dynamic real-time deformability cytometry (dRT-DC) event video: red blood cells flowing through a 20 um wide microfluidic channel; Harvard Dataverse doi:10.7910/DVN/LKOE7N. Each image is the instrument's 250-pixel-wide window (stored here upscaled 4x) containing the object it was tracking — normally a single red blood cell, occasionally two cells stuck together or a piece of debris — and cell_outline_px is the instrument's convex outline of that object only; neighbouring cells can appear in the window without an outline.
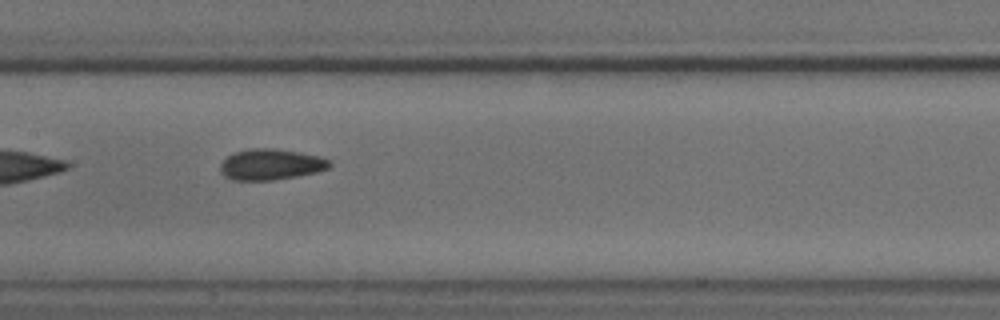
{"species": "common noctule bat (a hibernating species)", "species_latin": "Nyctalus noctula", "temperature_condition": "cold", "stored_images_in_passage": 12, "camera_frame_rate_fps": 3000, "um_per_image_px": 0.085, "animal": {"sex": "male", "body_mass_g": 18.8}, "frame": {"image": 1, "passage_image": 6, "time_ms": 5.667, "image_size_px": [1000, 320], "cell_outline_px": [[332, 164], [328, 168], [316, 172], [296, 176], [272, 180], [232, 180], [224, 176], [220, 172], [220, 164], [228, 156], [236, 152], [252, 148], [276, 148], [300, 152], [320, 156], [332, 160]], "centroid_in_image_um": [23.04, 13.97], "position_along_channel_um": 184.4, "area_um2": 19.77}}
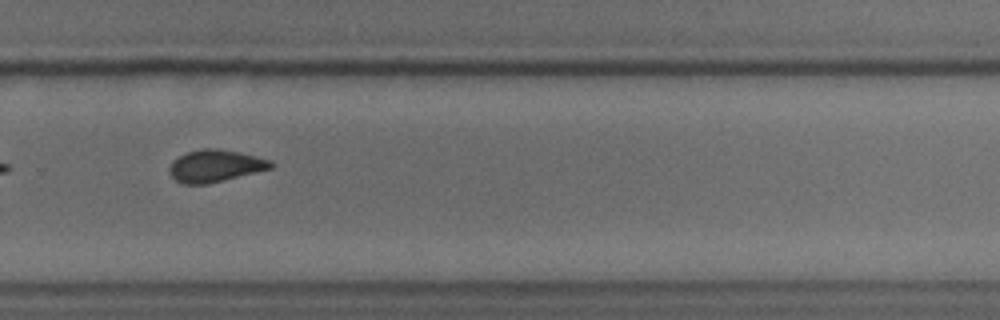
{"frame": {"image": 2, "passage_image": 9, "time_ms": 9.0, "image_size_px": [1000, 320], "cell_outline_px": [[272, 168], [208, 184], [180, 184], [168, 172], [168, 168], [172, 160], [188, 152], [204, 148], [220, 148], [240, 152], [272, 160]], "centroid_in_image_um": [18.27, 14.1], "position_along_channel_um": 311.5, "area_um2": 19.07}}
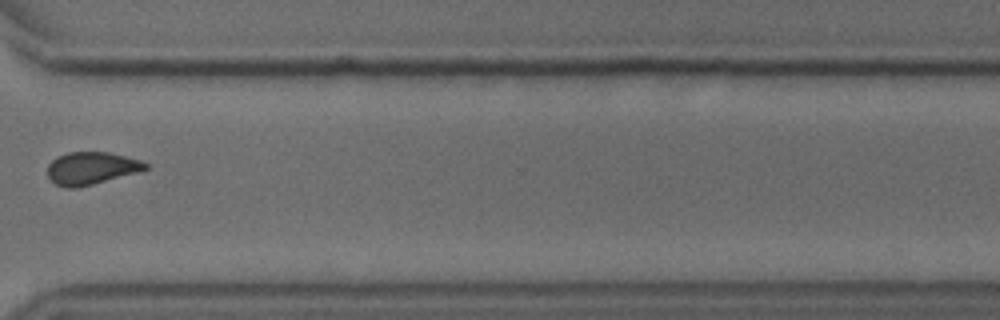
{"frame": {"image": 3, "passage_image": 10, "time_ms": 10.333, "image_size_px": [1000, 320], "cell_outline_px": [[148, 168], [140, 172], [76, 188], [64, 188], [56, 184], [48, 176], [48, 164], [56, 156], [68, 152], [108, 152], [140, 160], [148, 164]], "centroid_in_image_um": [7.75, 14.3], "position_along_channel_um": 362.8, "area_um2": 18.55}, "authors_computed_cell_mechanics": {"area_um2": 19.5653, "velocity_mm_per_s": 3.8166, "shape_relaxation_time_tau1_ms": 7.0737, "shape_relaxation_time_tau2_ms": 5.0412, "deformation_change_tau1": 0.1309, "deformation_change_tau2": 0.0532}}